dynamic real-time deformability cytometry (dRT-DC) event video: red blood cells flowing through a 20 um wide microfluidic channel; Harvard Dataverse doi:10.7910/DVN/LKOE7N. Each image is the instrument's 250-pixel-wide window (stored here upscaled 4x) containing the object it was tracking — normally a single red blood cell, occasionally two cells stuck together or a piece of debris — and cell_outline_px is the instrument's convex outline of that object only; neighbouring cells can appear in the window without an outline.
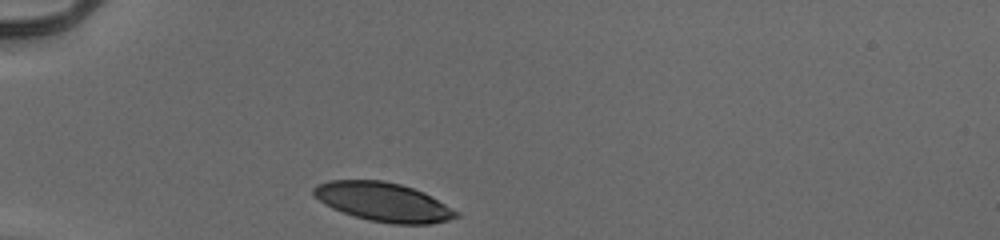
{"species": "human", "species_latin": "Homo sapiens", "temperature_condition": "cold", "stored_images_in_passage": 29, "camera_frame_rate_fps": 3000, "um_per_image_px": 0.085, "donor": {"sex": "male"}, "frame": {"image": 1, "passage_image": 1, "time_ms": 0.0, "image_size_px": [1000, 240], "cell_outline_px": [[460, 216], [448, 220], [428, 224], [392, 224], [368, 220], [332, 208], [324, 204], [312, 192], [312, 188], [316, 184], [328, 180], [384, 180], [400, 184], [424, 192], [460, 212]], "centroid_in_image_um": [32.59, 17.16], "position_along_channel_um": 52.4, "area_um2": 32.31}}
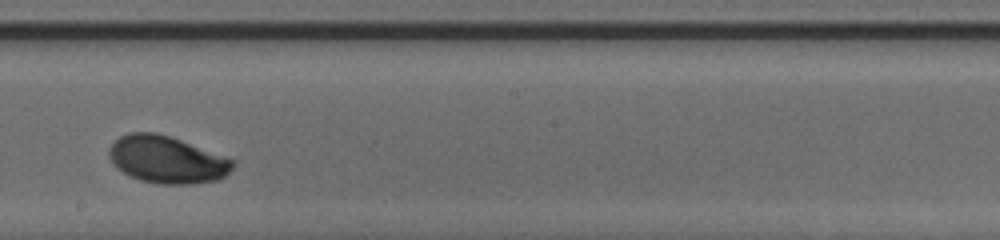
{"frame": {"image": 2, "passage_image": 17, "time_ms": 5.333, "image_size_px": [1000, 240], "cell_outline_px": [[236, 164], [224, 176], [216, 180], [192, 184], [160, 184], [140, 180], [116, 168], [112, 164], [108, 152], [108, 148], [120, 136], [128, 132], [156, 132], [180, 140], [236, 160]], "centroid_in_image_um": [14.17, 13.56], "position_along_channel_um": 234.0, "area_um2": 33.93}}
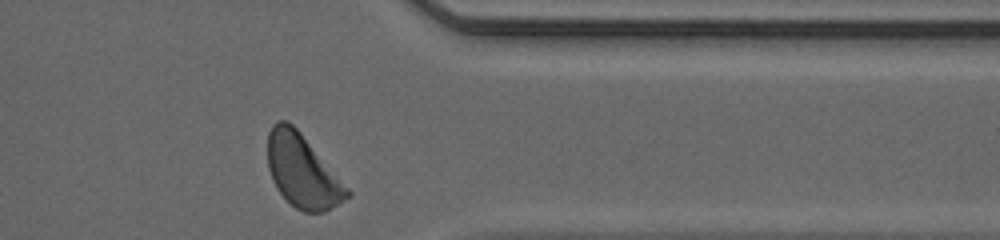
{"frame": {"image": 3, "passage_image": 29, "time_ms": 9.333, "image_size_px": [1000, 240], "cell_outline_px": [[352, 196], [324, 212], [304, 212], [296, 208], [276, 188], [272, 180], [268, 168], [268, 132], [272, 124], [276, 120], [284, 120], [292, 124], [296, 128], [352, 192]], "centroid_in_image_um": [25.7, 14.55], "position_along_channel_um": 385.7, "area_um2": 33.41}, "authors_computed_cell_mechanics": {"area_um2": 33.6974, "velocity_mm_per_s": 3.8998, "shape_relaxation_time_tau1_ms": 2.3853, "shape_relaxation_time_tau2_ms": null, "deformation_change_tau1": 0.1356, "deformation_change_tau2": null}}